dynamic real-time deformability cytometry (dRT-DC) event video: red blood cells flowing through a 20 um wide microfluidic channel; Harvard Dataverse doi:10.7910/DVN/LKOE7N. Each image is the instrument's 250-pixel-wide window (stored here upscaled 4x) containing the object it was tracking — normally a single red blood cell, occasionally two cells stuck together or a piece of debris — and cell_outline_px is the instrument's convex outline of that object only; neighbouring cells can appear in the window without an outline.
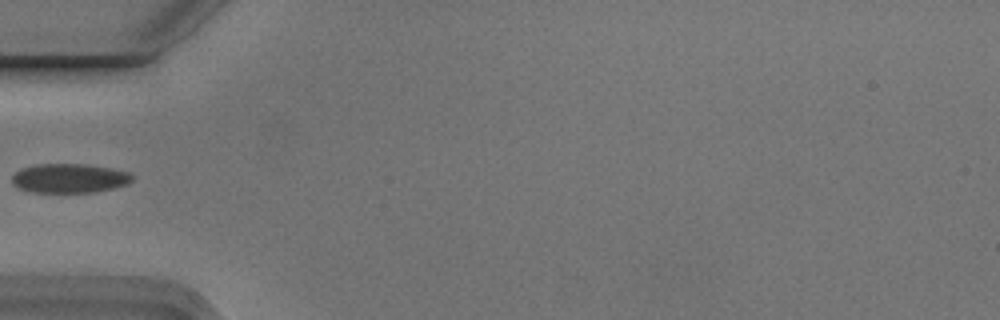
{"species": "Egyptian fruit bat (a non-hibernating species)", "species_latin": "Rousettus aegyptiacus", "temperature_condition": "cold", "stored_images_in_passage": 4, "camera_frame_rate_fps": 3000, "um_per_image_px": 0.085, "animal": {"sex": "male"}, "frame": {"image": 1, "passage_image": 4, "time_ms": 1.0, "image_size_px": [1000, 320], "cell_outline_px": [[132, 180], [128, 184], [96, 192], [32, 192], [20, 188], [12, 184], [12, 176], [20, 168], [36, 164], [84, 164], [112, 168], [128, 172], [132, 176]], "centroid_in_image_um": [5.88, 15.15], "position_along_channel_um": 79.1, "area_um2": 20.46}}